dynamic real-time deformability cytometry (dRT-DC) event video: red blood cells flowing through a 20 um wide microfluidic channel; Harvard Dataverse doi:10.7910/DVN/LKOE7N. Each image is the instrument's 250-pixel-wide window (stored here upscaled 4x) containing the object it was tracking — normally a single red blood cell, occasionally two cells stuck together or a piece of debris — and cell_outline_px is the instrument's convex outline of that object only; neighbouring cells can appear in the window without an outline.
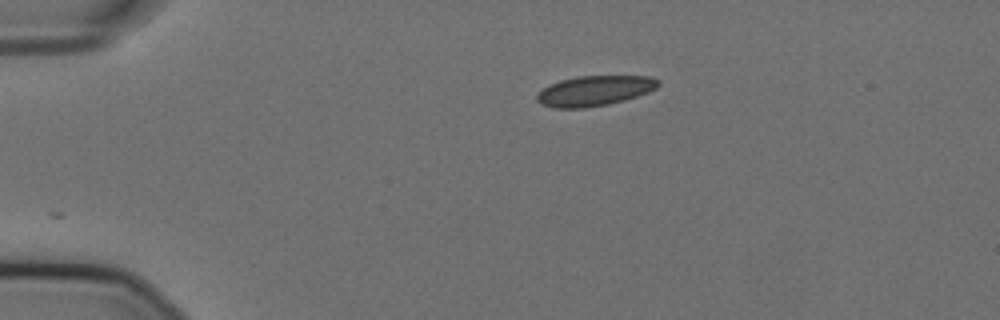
{"species": "Egyptian fruit bat (a non-hibernating species)", "species_latin": "Rousettus aegyptiacus", "temperature_condition": "cold", "stored_images_in_passage": 36, "camera_frame_rate_fps": 3000, "um_per_image_px": 0.085, "animal": {"sex": "female"}, "frame": {"image": 1, "passage_image": 1, "time_ms": 0.0, "image_size_px": [1000, 320], "cell_outline_px": [[660, 84], [656, 88], [648, 92], [624, 100], [608, 104], [584, 108], [552, 108], [540, 104], [536, 100], [536, 96], [548, 84], [560, 80], [576, 76], [648, 76], [660, 80]], "centroid_in_image_um": [50.51, 7.71], "position_along_channel_um": 34.5, "area_um2": 21.39}}
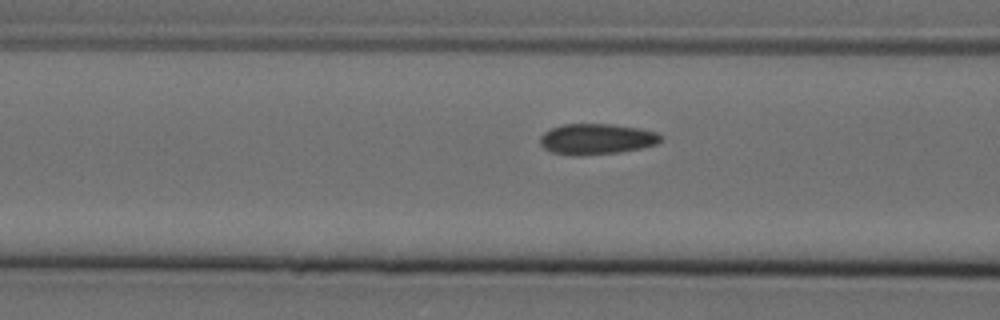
{"frame": {"image": 2, "passage_image": 12, "time_ms": 3.667, "image_size_px": [1000, 320], "cell_outline_px": [[660, 140], [656, 144], [640, 148], [620, 152], [580, 156], [572, 156], [552, 152], [544, 148], [540, 144], [540, 136], [544, 132], [552, 128], [564, 124], [612, 124], [640, 128], [656, 132], [660, 136]], "centroid_in_image_um": [50.67, 11.82], "position_along_channel_um": 115.9, "area_um2": 21.62}}
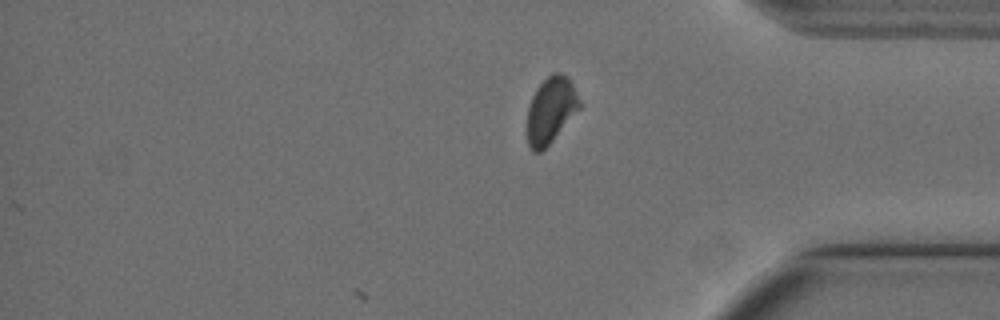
{"frame": {"image": 3, "passage_image": 36, "time_ms": 11.667, "image_size_px": [1000, 320], "cell_outline_px": [[580, 108], [552, 140], [540, 152], [532, 152], [528, 144], [528, 108], [532, 96], [536, 88], [552, 72], [560, 72], [568, 76], [580, 100]], "centroid_in_image_um": [46.82, 9.33], "position_along_channel_um": 388.4, "area_um2": 19.88}, "authors_computed_cell_mechanics": {"area_um2": 21.675, "velocity_mm_per_s": 3.5702, "shape_relaxation_time_tau1_ms": null, "shape_relaxation_time_tau2_ms": 1.824, "deformation_change_tau1": null, "deformation_change_tau2": 0.0588}}